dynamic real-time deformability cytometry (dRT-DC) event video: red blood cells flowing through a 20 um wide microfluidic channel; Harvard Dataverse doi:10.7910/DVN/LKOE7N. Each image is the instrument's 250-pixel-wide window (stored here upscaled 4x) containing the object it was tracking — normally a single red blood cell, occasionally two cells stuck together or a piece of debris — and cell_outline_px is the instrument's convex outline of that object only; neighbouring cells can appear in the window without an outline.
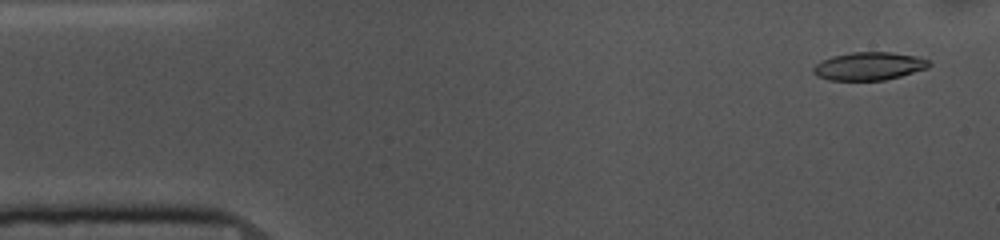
{"species": "common noctule bat (a hibernating species)", "species_latin": "Nyctalus noctula", "temperature_condition": "cold", "stored_images_in_passage": 53, "camera_frame_rate_fps": 3000, "um_per_image_px": 0.085, "animal": {"sex": "female", "body_mass_g": 10.0, "forearm_length_mm": 53.1}, "frame": {"image": 1, "passage_image": 3, "time_ms": 0.667, "image_size_px": [1000, 240], "cell_outline_px": [[932, 64], [928, 68], [900, 76], [884, 80], [828, 80], [812, 72], [812, 68], [820, 60], [832, 56], [852, 52], [892, 52], [916, 56], [928, 60]], "centroid_in_image_um": [73.86, 5.61], "position_along_channel_um": 11.1, "area_um2": 18.9}}
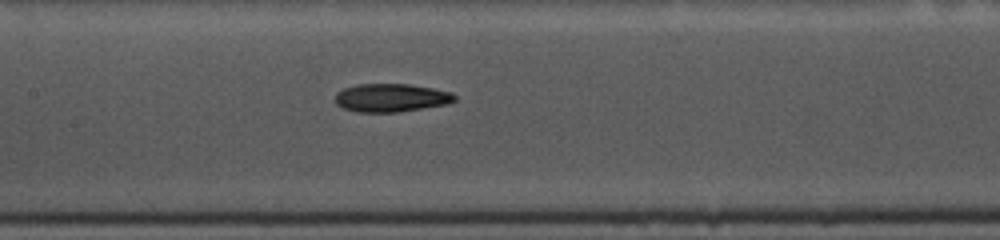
{"frame": {"image": 2, "passage_image": 24, "time_ms": 7.667, "image_size_px": [1000, 240], "cell_outline_px": [[456, 100], [448, 104], [400, 112], [356, 112], [344, 108], [336, 104], [336, 92], [344, 88], [356, 84], [408, 84], [432, 88], [452, 92], [456, 96]], "centroid_in_image_um": [33.26, 8.31], "position_along_channel_um": 174.1, "area_um2": 19.77}}
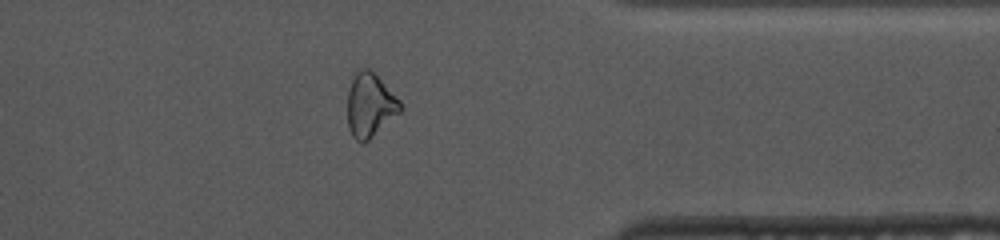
{"frame": {"image": 3, "passage_image": 42, "time_ms": 13.667, "image_size_px": [1000, 240], "cell_outline_px": [[400, 112], [364, 144], [360, 144], [352, 136], [348, 128], [348, 88], [356, 72], [360, 68], [368, 68], [400, 100]], "centroid_in_image_um": [31.42, 8.97], "position_along_channel_um": 380.0, "area_um2": 19.36}, "authors_computed_cell_mechanics": {"area_um2": 19.7676, "velocity_mm_per_s": 3.6661, "shape_relaxation_time_tau1_ms": 8.2672, "shape_relaxation_time_tau2_ms": null, "deformation_change_tau1": 0.1807, "deformation_change_tau2": null}}